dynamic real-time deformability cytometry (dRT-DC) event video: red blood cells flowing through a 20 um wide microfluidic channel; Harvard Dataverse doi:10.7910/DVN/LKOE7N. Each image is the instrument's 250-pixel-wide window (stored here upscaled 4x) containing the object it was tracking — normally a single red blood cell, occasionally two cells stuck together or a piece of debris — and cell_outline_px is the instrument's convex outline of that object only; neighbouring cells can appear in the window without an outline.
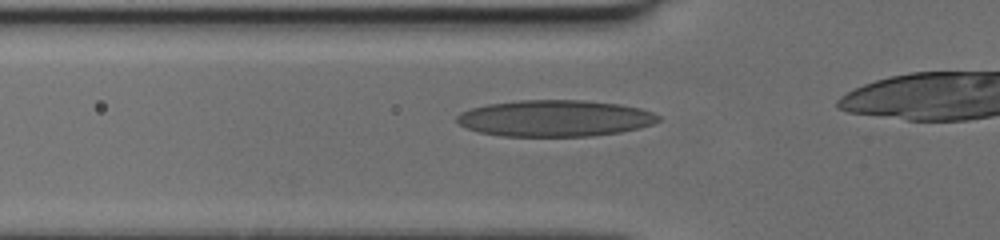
{"species": "human", "species_latin": "Homo sapiens", "temperature_condition": "cold", "stored_images_in_passage": 28, "camera_frame_rate_fps": 3000, "um_per_image_px": 0.085, "donor": {"sex": "female"}, "frame": {"image": 1, "passage_image": 4, "time_ms": 1.0, "image_size_px": [1000, 240], "cell_outline_px": [[660, 120], [652, 124], [640, 128], [620, 132], [592, 136], [500, 136], [480, 132], [468, 128], [460, 124], [456, 120], [456, 116], [460, 112], [472, 108], [488, 104], [520, 100], [584, 100], [620, 104], [640, 108], [652, 112], [660, 116]], "centroid_in_image_um": [47.18, 10.05], "position_along_channel_um": 78.6, "area_um2": 42.83}}
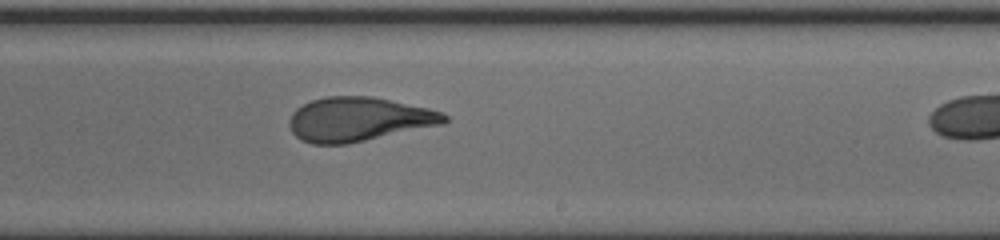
{"frame": {"image": 2, "passage_image": 17, "time_ms": 5.333, "image_size_px": [1000, 240], "cell_outline_px": [[448, 120], [444, 124], [348, 144], [312, 144], [300, 140], [292, 132], [288, 124], [288, 120], [292, 112], [296, 108], [312, 100], [324, 96], [372, 96], [428, 108], [440, 112], [448, 116]], "centroid_in_image_um": [30.45, 10.14], "position_along_channel_um": 258.5, "area_um2": 40.06}}
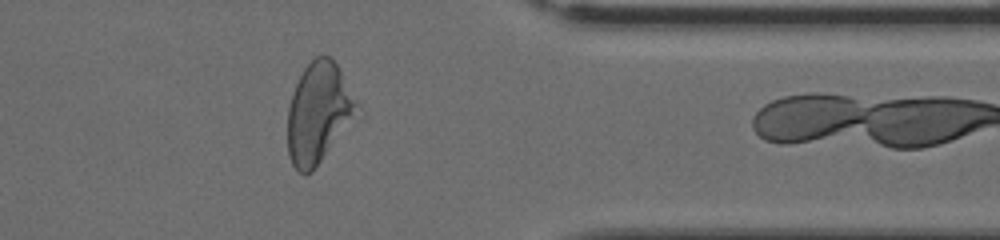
{"frame": {"image": 3, "passage_image": 27, "time_ms": 8.667, "image_size_px": [1000, 240], "cell_outline_px": [[364, 116], [312, 172], [304, 176], [292, 164], [288, 156], [288, 108], [292, 92], [304, 68], [316, 56], [332, 56], [360, 104], [364, 112]], "centroid_in_image_um": [27.19, 9.66], "position_along_channel_um": 384.2, "area_um2": 42.54}}